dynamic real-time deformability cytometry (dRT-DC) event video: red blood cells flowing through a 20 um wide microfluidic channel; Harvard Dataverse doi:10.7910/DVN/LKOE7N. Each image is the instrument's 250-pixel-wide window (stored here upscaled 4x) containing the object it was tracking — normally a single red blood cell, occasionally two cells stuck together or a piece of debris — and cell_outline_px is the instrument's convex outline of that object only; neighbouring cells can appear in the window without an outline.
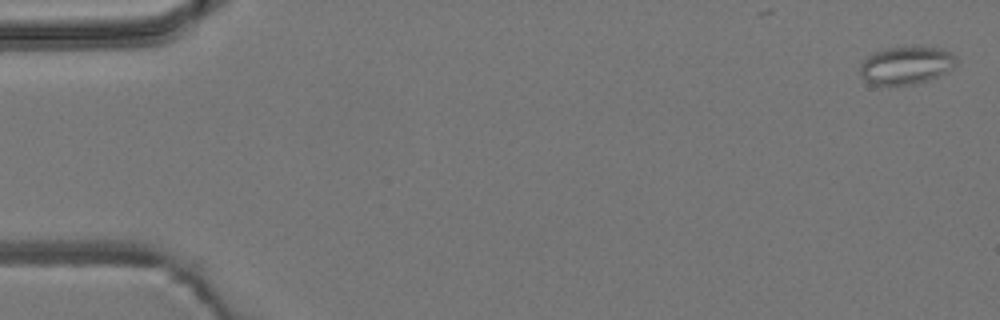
{"species": "common noctule bat (a hibernating species)", "species_latin": "Nyctalus noctula", "temperature_condition": "room temperature", "stored_images_in_passage": 5, "camera_frame_rate_fps": 3000, "um_per_image_px": 0.085, "animal": {"sex": "male", "body_mass_g": 19.2, "forearm_length_mm": 51.8}, "frame": {"image": 1, "passage_image": 1, "time_ms": 0.0, "image_size_px": [1000, 320], "cell_outline_px": [[956, 64], [944, 72], [928, 80], [912, 84], [888, 88], [868, 84], [860, 76], [860, 64], [872, 52], [888, 48], [920, 44], [952, 52], [956, 56]], "centroid_in_image_um": [76.95, 5.56], "position_along_channel_um": 8.0, "area_um2": 22.02}}
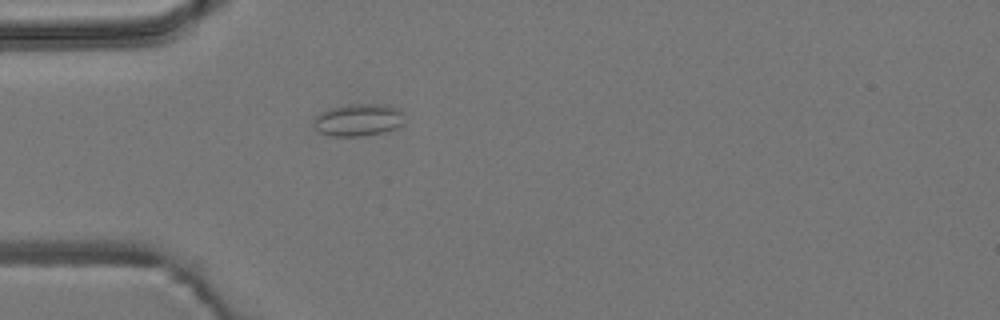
{"frame": {"image": 2, "passage_image": 5, "time_ms": 4.667, "image_size_px": [1000, 320], "cell_outline_px": [[404, 124], [400, 128], [384, 132], [360, 136], [332, 136], [320, 132], [312, 124], [312, 120], [320, 112], [328, 108], [348, 104], [384, 104], [396, 108], [400, 112]], "centroid_in_image_um": [30.43, 10.19], "position_along_channel_um": 54.6, "area_um2": 17.22}}